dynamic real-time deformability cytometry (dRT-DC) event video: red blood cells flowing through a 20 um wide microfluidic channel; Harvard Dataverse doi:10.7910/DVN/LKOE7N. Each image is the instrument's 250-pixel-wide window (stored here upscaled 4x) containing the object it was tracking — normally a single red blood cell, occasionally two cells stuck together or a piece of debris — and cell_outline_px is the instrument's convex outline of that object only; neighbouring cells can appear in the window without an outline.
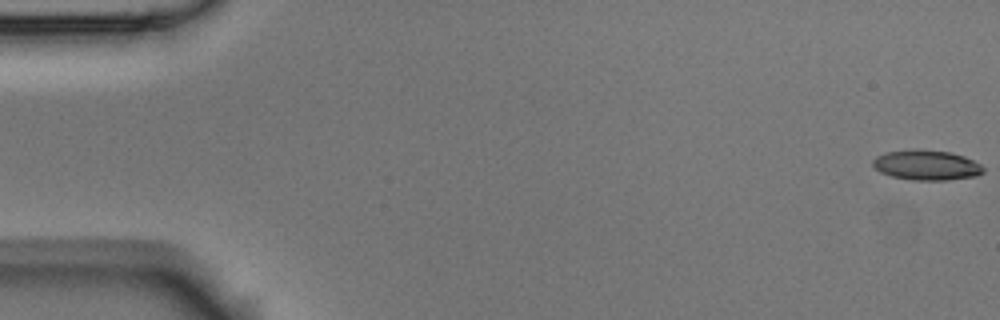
{"species": "Egyptian fruit bat (a non-hibernating species)", "species_latin": "Rousettus aegyptiacus", "temperature_condition": "room temperature", "stored_images_in_passage": 57, "camera_frame_rate_fps": 3000, "um_per_image_px": 0.085, "animal": {"sex": "male"}, "frame": {"image": 1, "passage_image": 1, "time_ms": 0.0, "image_size_px": [1000, 320], "cell_outline_px": [[984, 172], [976, 176], [948, 180], [912, 180], [892, 176], [880, 172], [872, 164], [872, 160], [876, 156], [888, 152], [916, 148], [952, 152], [964, 156], [980, 164], [984, 168]], "centroid_in_image_um": [78.76, 14.02], "position_along_channel_um": 6.2, "area_um2": 19.48}}
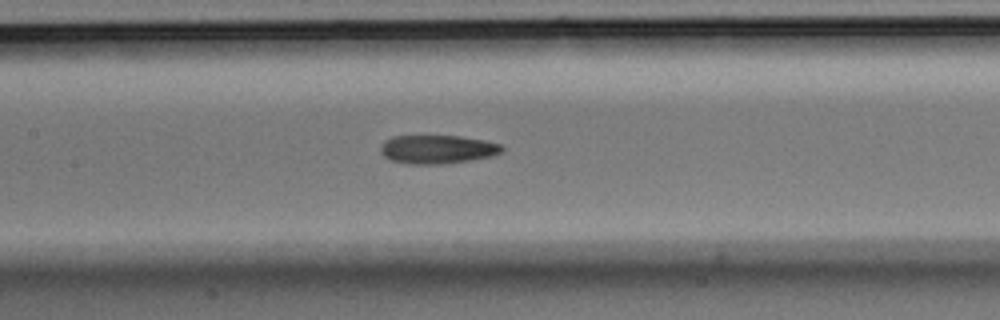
{"frame": {"image": 2, "passage_image": 27, "time_ms": 8.667, "image_size_px": [1000, 320], "cell_outline_px": [[504, 152], [492, 156], [468, 160], [440, 164], [408, 164], [392, 160], [384, 156], [380, 152], [380, 144], [384, 140], [392, 136], [460, 136], [484, 140], [500, 144], [504, 148]], "centroid_in_image_um": [37.16, 12.68], "position_along_channel_um": 170.2, "area_um2": 20.29}}
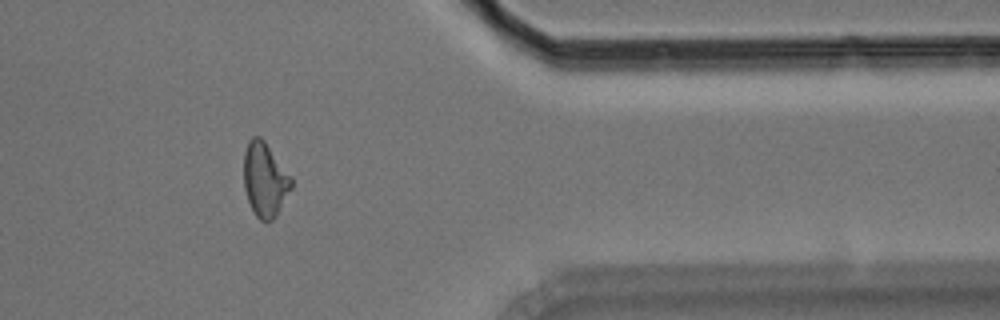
{"frame": {"image": 3, "passage_image": 47, "time_ms": 15.333, "image_size_px": [1000, 320], "cell_outline_px": [[292, 188], [276, 216], [272, 220], [260, 220], [256, 216], [248, 200], [244, 188], [244, 152], [248, 140], [252, 136], [260, 136], [264, 140], [292, 176]], "centroid_in_image_um": [22.52, 15.24], "position_along_channel_um": 388.9, "area_um2": 20.63}, "authors_computed_cell_mechanics": {"area_um2": 20.1722, "velocity_mm_per_s": 3.5635, "shape_relaxation_time_tau1_ms": 6.734, "shape_relaxation_time_tau2_ms": 3.1931, "deformation_change_tau1": 0.2002, "deformation_change_tau2": 0.1241}}